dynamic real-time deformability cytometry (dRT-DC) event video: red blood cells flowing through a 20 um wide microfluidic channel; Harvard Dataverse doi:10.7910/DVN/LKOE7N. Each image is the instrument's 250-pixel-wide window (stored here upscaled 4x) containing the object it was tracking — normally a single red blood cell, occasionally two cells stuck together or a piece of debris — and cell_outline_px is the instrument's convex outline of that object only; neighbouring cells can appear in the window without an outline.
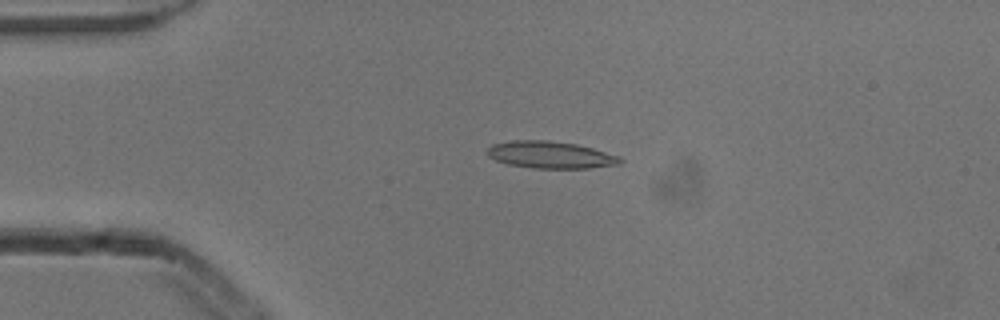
{"species": "common noctule bat (a hibernating species)", "species_latin": "Nyctalus noctula", "temperature_condition": "cold", "stored_images_in_passage": 5, "camera_frame_rate_fps": 3000, "um_per_image_px": 0.085, "animal": {"sex": "male", "body_mass_g": 13.3}, "frame": {"image": 1, "passage_image": 4, "time_ms": 1.0, "image_size_px": [1000, 320], "cell_outline_px": [[624, 160], [620, 164], [588, 168], [532, 168], [508, 164], [496, 160], [488, 156], [488, 148], [492, 144], [512, 140], [548, 140], [576, 144], [592, 148], [620, 156]], "centroid_in_image_um": [46.8, 13.16], "position_along_channel_um": 38.2, "area_um2": 20.92}}